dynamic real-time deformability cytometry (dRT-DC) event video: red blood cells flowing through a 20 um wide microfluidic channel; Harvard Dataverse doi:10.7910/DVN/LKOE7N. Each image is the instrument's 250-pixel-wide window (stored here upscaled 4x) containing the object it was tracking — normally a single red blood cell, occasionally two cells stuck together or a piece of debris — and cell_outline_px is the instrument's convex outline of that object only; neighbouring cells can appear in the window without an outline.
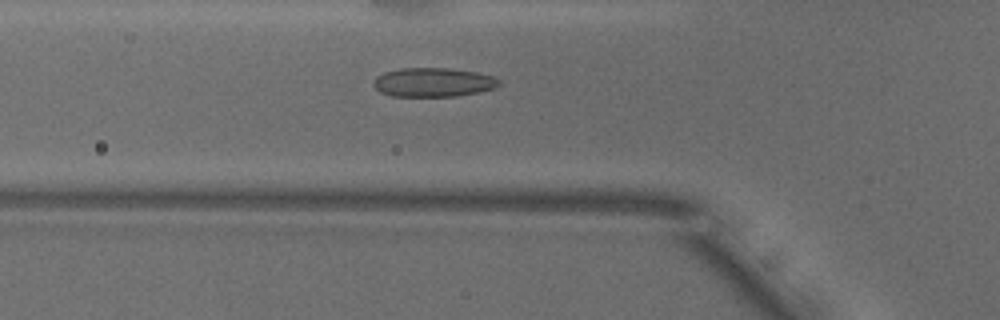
{"species": "common noctule bat (a hibernating species)", "species_latin": "Nyctalus noctula", "temperature_condition": "warm", "stored_images_in_passage": 43, "camera_frame_rate_fps": 3000, "um_per_image_px": 0.085, "animal": {"sex": "male", "body_mass_g": 18.8}, "frame": {"image": 1, "passage_image": 17, "time_ms": 5.333, "image_size_px": [1000, 320], "cell_outline_px": [[500, 84], [496, 88], [480, 92], [456, 96], [392, 96], [380, 92], [372, 84], [376, 76], [384, 72], [400, 68], [448, 68], [476, 72], [496, 76], [500, 80]], "centroid_in_image_um": [36.85, 6.99], "position_along_channel_um": 88.9, "area_um2": 21.44}}
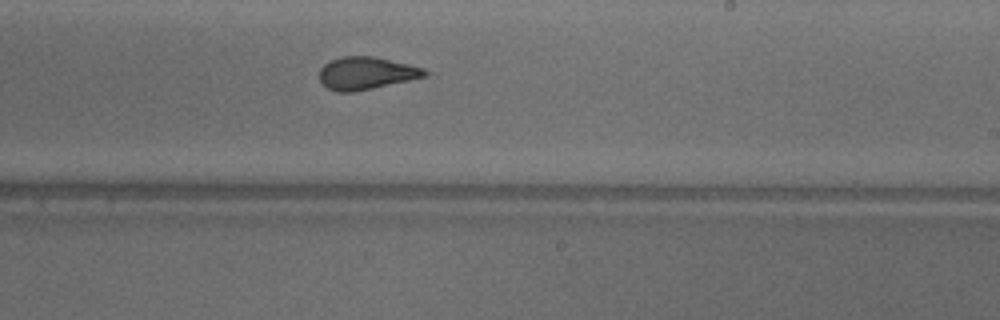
{"frame": {"image": 2, "passage_image": 30, "time_ms": 9.667, "image_size_px": [1000, 320], "cell_outline_px": [[428, 72], [424, 76], [408, 80], [372, 88], [352, 92], [336, 92], [328, 88], [320, 80], [320, 68], [324, 64], [332, 60], [344, 56], [372, 56], [408, 64], [424, 68]], "centroid_in_image_um": [31.1, 6.22], "position_along_channel_um": 257.9, "area_um2": 19.59}}
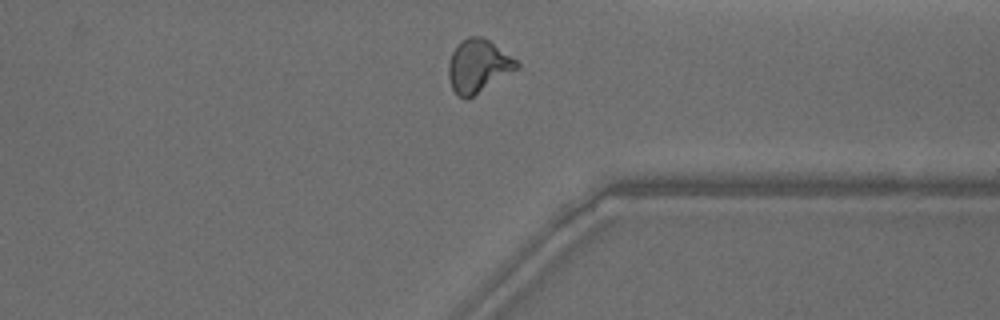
{"frame": {"image": 3, "passage_image": 39, "time_ms": 12.667, "image_size_px": [1000, 320], "cell_outline_px": [[520, 68], [468, 100], [464, 100], [452, 88], [448, 76], [448, 64], [452, 52], [456, 44], [460, 40], [468, 36], [480, 36], [488, 40], [516, 60], [520, 64]], "centroid_in_image_um": [40.63, 5.63], "position_along_channel_um": 370.8, "area_um2": 21.27}, "authors_computed_cell_mechanics": {"area_um2": 20.5768, "velocity_mm_per_s": 3.8816, "shape_relaxation_time_tau1_ms": null, "shape_relaxation_time_tau2_ms": 1.3989, "deformation_change_tau1": null, "deformation_change_tau2": 0.0778}}